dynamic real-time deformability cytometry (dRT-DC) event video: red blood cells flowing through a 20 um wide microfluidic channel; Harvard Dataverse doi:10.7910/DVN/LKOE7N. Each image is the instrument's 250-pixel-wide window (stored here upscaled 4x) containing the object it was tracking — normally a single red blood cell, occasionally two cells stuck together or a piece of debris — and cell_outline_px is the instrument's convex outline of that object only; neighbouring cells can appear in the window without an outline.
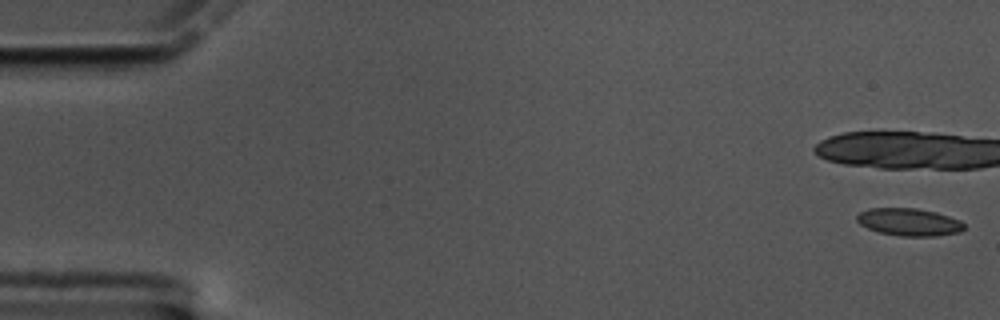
{"species": "common noctule bat (a hibernating species)", "species_latin": "Nyctalus noctula", "temperature_condition": "cold", "stored_images_in_passage": 17, "camera_frame_rate_fps": 3000, "um_per_image_px": 0.085, "animal": {"sex": "male", "body_mass_g": 17.5, "forearm_length_mm": 52.3}, "frame": {"image": 1, "passage_image": 1, "time_ms": 0.0, "image_size_px": [1000, 320], "cell_outline_px": [[964, 228], [960, 232], [936, 236], [900, 236], [880, 232], [868, 228], [860, 224], [856, 220], [856, 216], [860, 212], [868, 208], [916, 208], [936, 212], [960, 220], [964, 224]], "centroid_in_image_um": [77.26, 18.87], "position_along_channel_um": 7.7, "area_um2": 17.17}}